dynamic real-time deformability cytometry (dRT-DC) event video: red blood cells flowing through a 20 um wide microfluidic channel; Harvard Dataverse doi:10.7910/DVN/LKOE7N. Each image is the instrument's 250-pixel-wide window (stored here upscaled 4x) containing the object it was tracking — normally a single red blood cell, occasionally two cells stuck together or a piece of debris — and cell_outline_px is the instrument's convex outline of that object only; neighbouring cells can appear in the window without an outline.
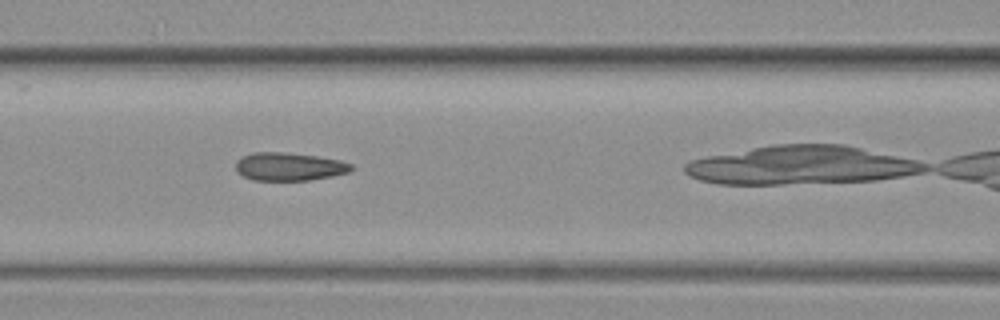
{"species": "common noctule bat (a hibernating species)", "species_latin": "Nyctalus noctula", "temperature_condition": "warm", "stored_images_in_passage": 9, "camera_frame_rate_fps": 3000, "um_per_image_px": 0.085, "animal": {"sex": "female", "body_mass_g": 19.3, "forearm_length_mm": 54.1}, "frame": {"image": 1, "passage_image": 4, "time_ms": 1.0, "image_size_px": [1000, 320], "cell_outline_px": [[352, 168], [348, 172], [332, 176], [308, 180], [252, 180], [236, 172], [236, 160], [252, 152], [284, 152], [316, 156], [340, 160], [352, 164]], "centroid_in_image_um": [24.55, 14.16], "position_along_channel_um": 142.1, "area_um2": 18.84}}